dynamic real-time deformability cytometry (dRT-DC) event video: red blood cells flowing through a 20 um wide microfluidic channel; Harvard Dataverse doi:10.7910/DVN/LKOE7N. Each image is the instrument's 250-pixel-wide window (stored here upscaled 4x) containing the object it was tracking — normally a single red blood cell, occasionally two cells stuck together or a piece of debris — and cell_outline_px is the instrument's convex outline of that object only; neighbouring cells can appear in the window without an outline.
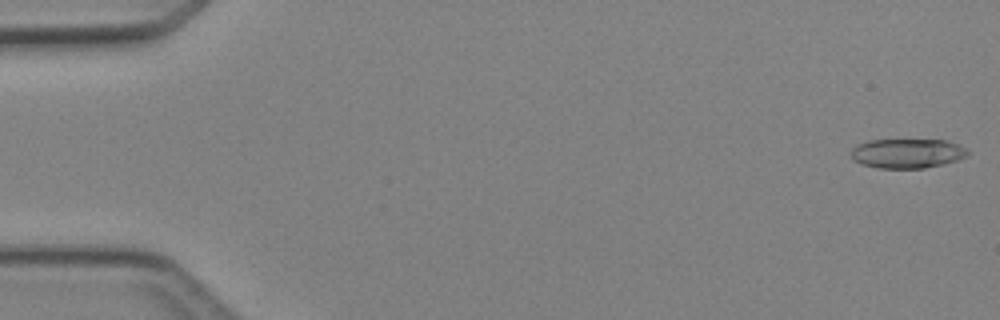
{"species": "Egyptian fruit bat (a non-hibernating species)", "species_latin": "Rousettus aegyptiacus", "temperature_condition": "cold", "stored_images_in_passage": 4, "camera_frame_rate_fps": 3000, "um_per_image_px": 0.085, "animal": {"sex": "female"}, "frame": {"image": 1, "passage_image": 1, "time_ms": 0.0, "image_size_px": [1000, 320], "cell_outline_px": [[968, 156], [956, 160], [924, 168], [880, 168], [864, 164], [856, 160], [852, 156], [852, 148], [868, 140], [944, 140], [956, 144], [964, 148], [968, 152]], "centroid_in_image_um": [77.13, 13.03], "position_along_channel_um": 7.9, "area_um2": 19.54}}
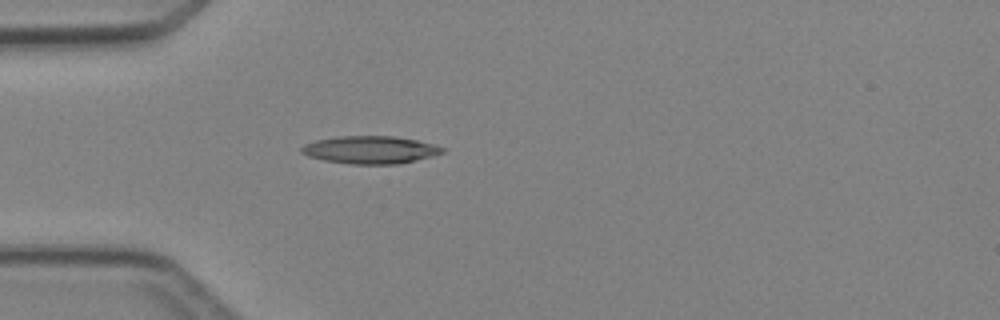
{"frame": {"image": 2, "passage_image": 4, "time_ms": 4.333, "image_size_px": [1000, 320], "cell_outline_px": [[444, 152], [432, 156], [400, 164], [352, 164], [324, 160], [308, 156], [300, 152], [300, 148], [304, 144], [316, 140], [336, 136], [392, 136], [416, 140], [436, 144], [444, 148]], "centroid_in_image_um": [31.47, 12.73], "position_along_channel_um": 53.5, "area_um2": 22.77}}